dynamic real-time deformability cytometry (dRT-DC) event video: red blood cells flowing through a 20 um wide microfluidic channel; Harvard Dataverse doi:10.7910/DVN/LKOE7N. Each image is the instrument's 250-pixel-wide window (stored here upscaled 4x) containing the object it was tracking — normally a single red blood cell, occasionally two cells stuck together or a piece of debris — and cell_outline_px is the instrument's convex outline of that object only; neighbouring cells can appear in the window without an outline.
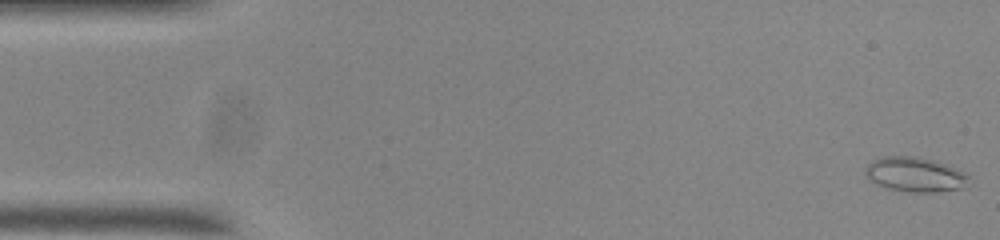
{"species": "common noctule bat (a hibernating species)", "species_latin": "Nyctalus noctula", "temperature_condition": "room temperature", "stored_images_in_passage": 11, "camera_frame_rate_fps": 3000, "um_per_image_px": 0.085, "animal": {"sex": "male", "body_mass_g": 20.0, "forearm_length_mm": 53.3}, "frame": {"image": 1, "passage_image": 1, "time_ms": 0.0, "image_size_px": [1000, 240], "cell_outline_px": [[968, 176], [960, 188], [932, 192], [916, 192], [892, 188], [880, 184], [872, 180], [864, 172], [864, 168], [872, 160], [880, 156], [916, 156], [936, 160], [948, 164], [964, 172]], "centroid_in_image_um": [77.75, 14.78], "position_along_channel_um": 7.2, "area_um2": 20.4}}